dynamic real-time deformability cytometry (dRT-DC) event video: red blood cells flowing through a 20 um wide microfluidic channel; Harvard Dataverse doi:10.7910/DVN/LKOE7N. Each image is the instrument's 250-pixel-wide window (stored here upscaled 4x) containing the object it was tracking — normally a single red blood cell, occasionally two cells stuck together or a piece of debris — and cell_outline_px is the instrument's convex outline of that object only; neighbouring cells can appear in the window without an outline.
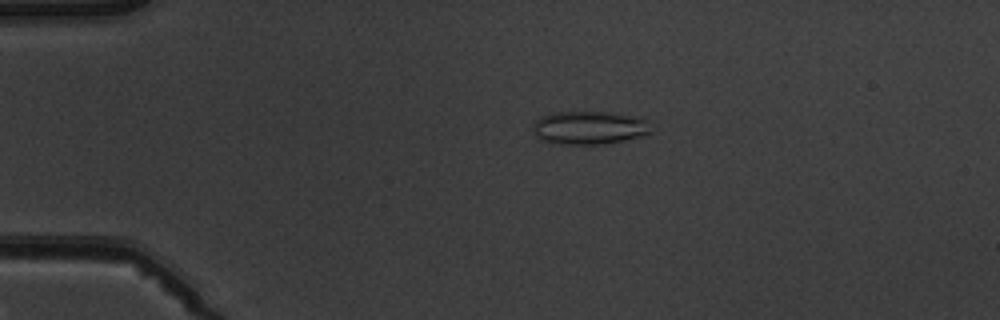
{"species": "common noctule bat (a hibernating species)", "species_latin": "Nyctalus noctula", "temperature_condition": "warm", "stored_images_in_passage": 4, "camera_frame_rate_fps": 3000, "um_per_image_px": 0.085, "animal": {"sex": "male", "body_mass_g": 19.5, "forearm_length_mm": 54.6}, "frame": {"image": 1, "passage_image": 1, "time_ms": 0.0, "image_size_px": [1000, 320], "cell_outline_px": [[652, 132], [640, 136], [624, 140], [600, 144], [548, 144], [540, 140], [536, 136], [532, 128], [536, 120], [540, 116], [552, 112], [608, 112], [636, 116], [648, 120]], "centroid_in_image_um": [50.05, 10.86], "position_along_channel_um": 35.0, "area_um2": 23.18}}
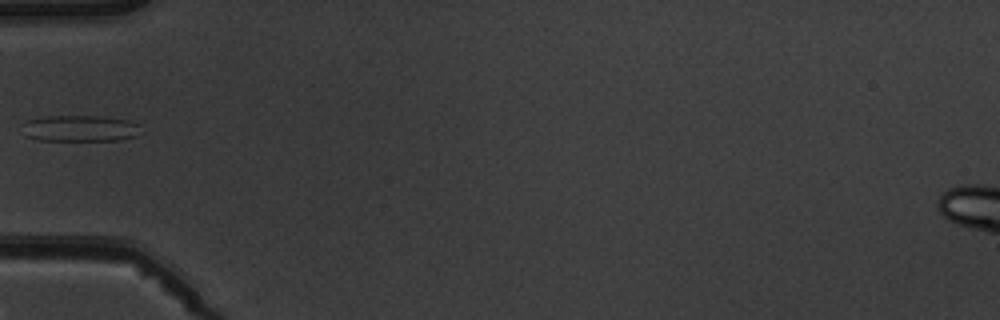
{"frame": {"image": 2, "passage_image": 3, "time_ms": 2.333, "image_size_px": [1000, 320], "cell_outline_px": [[140, 124], [136, 136], [120, 140], [36, 140], [24, 136], [20, 124], [24, 120], [44, 116], [100, 116], [128, 120]], "centroid_in_image_um": [6.7, 10.91], "position_along_channel_um": 78.3, "area_um2": 18.44}}
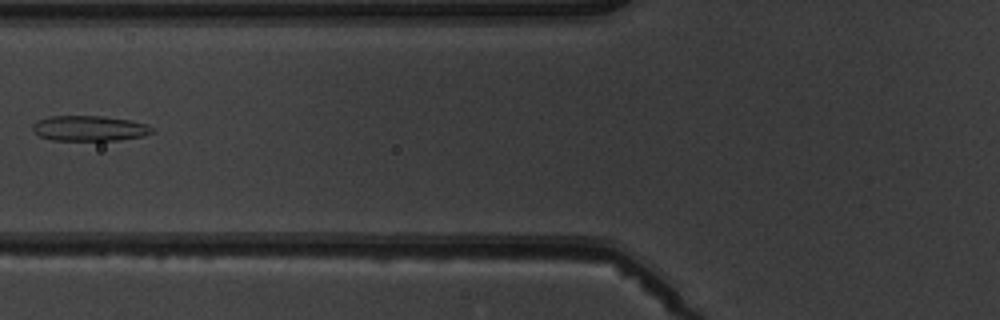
{"frame": {"image": 3, "passage_image": 4, "time_ms": 3.333, "image_size_px": [1000, 320], "cell_outline_px": [[156, 132], [144, 136], [116, 140], [52, 140], [40, 136], [32, 132], [32, 124], [48, 116], [104, 116], [128, 120], [144, 124], [156, 128]], "centroid_in_image_um": [7.61, 10.91], "position_along_channel_um": 118.2, "area_um2": 17.69}}